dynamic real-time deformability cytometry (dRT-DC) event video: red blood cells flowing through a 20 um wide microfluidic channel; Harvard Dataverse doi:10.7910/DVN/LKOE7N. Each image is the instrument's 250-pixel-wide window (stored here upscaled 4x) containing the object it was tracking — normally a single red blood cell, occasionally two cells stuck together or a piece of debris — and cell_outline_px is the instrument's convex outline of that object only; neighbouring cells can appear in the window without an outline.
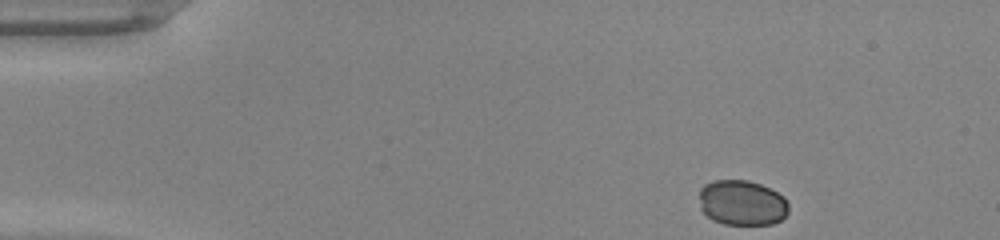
{"species": "common noctule bat (a hibernating species)", "species_latin": "Nyctalus noctula", "temperature_condition": "warm", "stored_images_in_passage": 43, "camera_frame_rate_fps": 3000, "um_per_image_px": 0.085, "animal": {"sex": "male", "body_mass_g": 20.0, "forearm_length_mm": 53.3}, "frame": {"image": 1, "passage_image": 1, "time_ms": 0.0, "image_size_px": [1000, 240], "cell_outline_px": [[788, 212], [780, 220], [772, 224], [724, 224], [712, 220], [700, 208], [700, 188], [704, 184], [712, 180], [748, 180], [760, 184], [784, 196], [788, 200]], "centroid_in_image_um": [63.06, 17.23], "position_along_channel_um": 21.9, "area_um2": 23.64}}
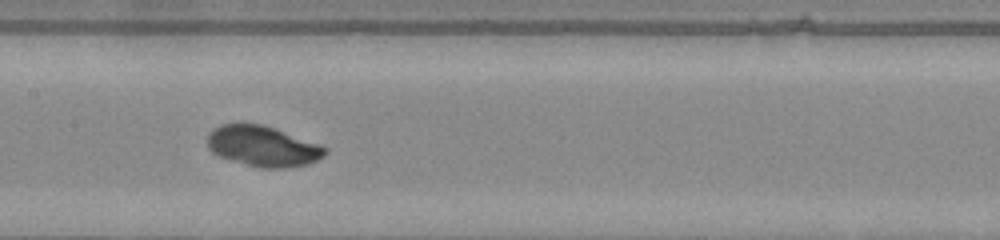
{"frame": {"image": 2, "passage_image": 19, "time_ms": 6.0, "image_size_px": [1000, 240], "cell_outline_px": [[328, 152], [324, 156], [308, 164], [288, 168], [260, 168], [220, 156], [212, 152], [208, 148], [208, 132], [212, 128], [220, 124], [260, 124], [276, 128], [320, 144], [328, 148]], "centroid_in_image_um": [22.37, 12.42], "position_along_channel_um": 185.0, "area_um2": 27.86}}
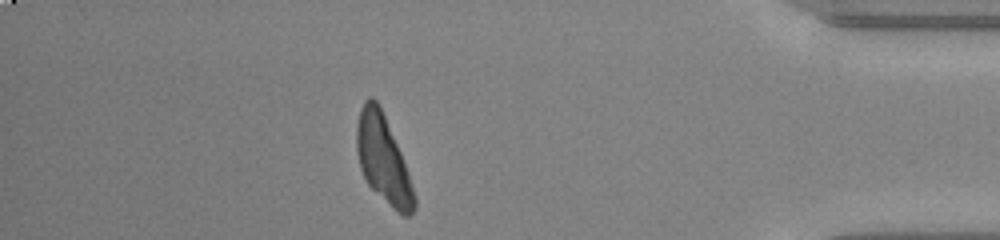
{"frame": {"image": 3, "passage_image": 37, "time_ms": 12.0, "image_size_px": [1000, 240], "cell_outline_px": [[416, 208], [408, 216], [404, 216], [392, 208], [368, 184], [360, 168], [356, 152], [356, 124], [360, 108], [364, 100], [368, 96], [372, 96], [376, 100], [384, 116], [400, 152], [408, 172], [416, 196]], "centroid_in_image_um": [32.54, 13.54], "position_along_channel_um": 402.7, "area_um2": 29.13}}